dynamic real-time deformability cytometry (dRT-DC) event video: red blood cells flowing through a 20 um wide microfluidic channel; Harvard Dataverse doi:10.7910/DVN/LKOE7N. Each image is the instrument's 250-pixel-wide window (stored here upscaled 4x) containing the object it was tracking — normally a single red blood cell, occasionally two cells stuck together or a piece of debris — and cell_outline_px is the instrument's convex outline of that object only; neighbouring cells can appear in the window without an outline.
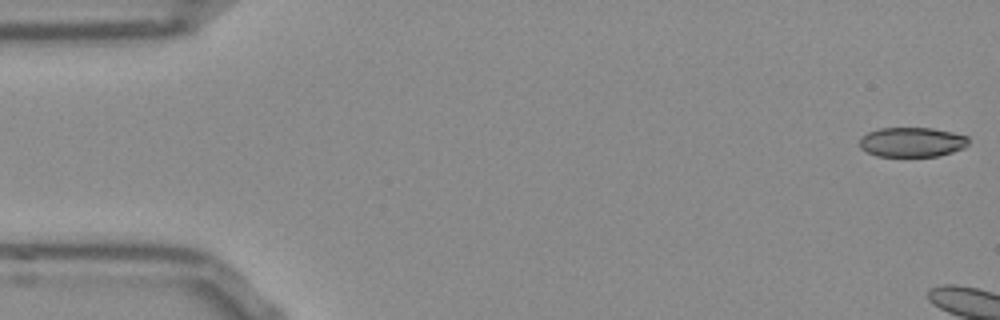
{"species": "Egyptian fruit bat (a non-hibernating species)", "species_latin": "Rousettus aegyptiacus", "temperature_condition": "room temperature", "stored_images_in_passage": 9, "camera_frame_rate_fps": 3000, "um_per_image_px": 0.085, "frame": {"image": 1, "passage_image": 1, "time_ms": 0.0, "image_size_px": [1000, 320], "cell_outline_px": [[968, 144], [964, 148], [952, 152], [936, 156], [876, 156], [860, 148], [860, 136], [868, 132], [880, 128], [932, 128], [952, 132], [968, 136]], "centroid_in_image_um": [77.51, 12.07], "position_along_channel_um": 7.5, "area_um2": 18.84}}